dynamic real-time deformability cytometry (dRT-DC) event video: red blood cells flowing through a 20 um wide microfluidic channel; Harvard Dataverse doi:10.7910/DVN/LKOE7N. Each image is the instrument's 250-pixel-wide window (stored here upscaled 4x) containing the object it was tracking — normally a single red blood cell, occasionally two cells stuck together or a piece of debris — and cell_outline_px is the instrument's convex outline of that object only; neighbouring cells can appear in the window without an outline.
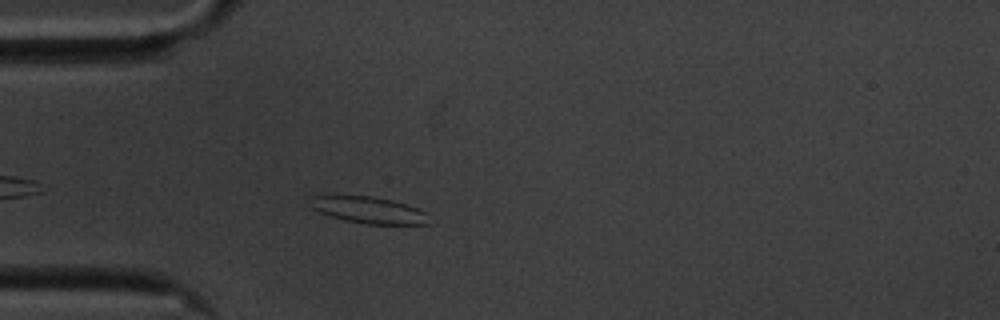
{"species": "common noctule bat (a hibernating species)", "species_latin": "Nyctalus noctula", "temperature_condition": "cold", "stored_images_in_passage": 33, "camera_frame_rate_fps": 3000, "um_per_image_px": 0.085, "animal": {"sex": "male", "body_mass_g": 20.1, "forearm_length_mm": 53.5}, "frame": {"image": 1, "passage_image": 2, "time_ms": 0.333, "image_size_px": [1000, 320], "cell_outline_px": [[428, 224], [368, 224], [348, 220], [332, 216], [320, 212], [312, 208], [312, 196], [372, 196], [392, 200], [408, 204], [428, 212]], "centroid_in_image_um": [31.44, 17.85], "position_along_channel_um": 53.6, "area_um2": 18.09}}
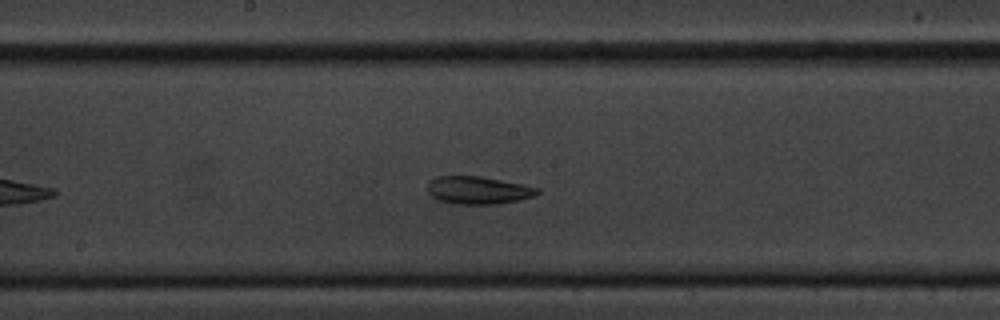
{"frame": {"image": 2, "passage_image": 16, "time_ms": 5.0, "image_size_px": [1000, 320], "cell_outline_px": [[540, 192], [536, 196], [496, 204], [456, 204], [440, 200], [432, 196], [428, 192], [428, 180], [436, 176], [480, 176], [540, 188]], "centroid_in_image_um": [40.63, 16.16], "position_along_channel_um": 207.6, "area_um2": 17.63}}
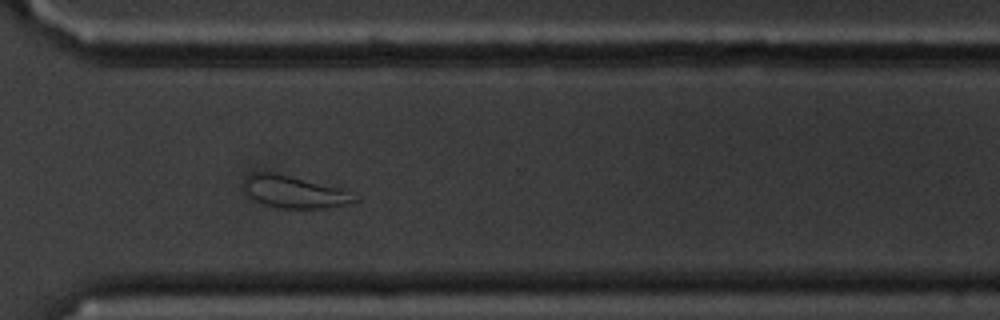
{"frame": {"image": 3, "passage_image": 28, "time_ms": 9.0, "image_size_px": [1000, 320], "cell_outline_px": [[360, 200], [344, 204], [324, 208], [280, 208], [264, 204], [248, 196], [244, 192], [244, 180], [252, 172], [272, 172], [340, 188], [360, 196]], "centroid_in_image_um": [25.01, 16.32], "position_along_channel_um": 345.6, "area_um2": 20.58}}